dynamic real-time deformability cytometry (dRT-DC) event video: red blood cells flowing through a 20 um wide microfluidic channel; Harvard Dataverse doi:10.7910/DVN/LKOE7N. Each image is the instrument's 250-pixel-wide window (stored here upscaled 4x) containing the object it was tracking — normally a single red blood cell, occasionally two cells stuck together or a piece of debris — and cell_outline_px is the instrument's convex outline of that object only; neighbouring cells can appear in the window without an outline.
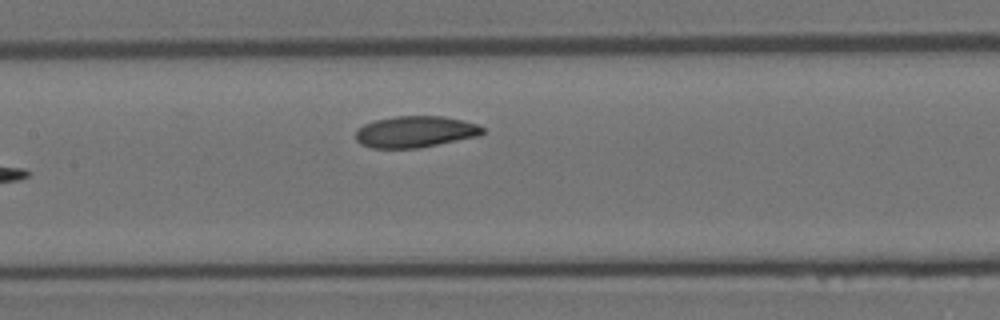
{"species": "Egyptian fruit bat (a non-hibernating species)", "species_latin": "Rousettus aegyptiacus", "temperature_condition": "room temperature", "stored_images_in_passage": 7, "camera_frame_rate_fps": 3000, "um_per_image_px": 0.085, "animal": {"sex": "female"}, "frame": {"image": 1, "passage_image": 7, "time_ms": 2.0, "image_size_px": [1000, 320], "cell_outline_px": [[484, 132], [476, 136], [416, 148], [372, 148], [360, 144], [356, 140], [356, 132], [364, 124], [376, 120], [396, 116], [444, 116], [464, 120], [476, 124], [484, 128]], "centroid_in_image_um": [35.27, 11.19], "position_along_channel_um": 172.1, "area_um2": 22.95}}